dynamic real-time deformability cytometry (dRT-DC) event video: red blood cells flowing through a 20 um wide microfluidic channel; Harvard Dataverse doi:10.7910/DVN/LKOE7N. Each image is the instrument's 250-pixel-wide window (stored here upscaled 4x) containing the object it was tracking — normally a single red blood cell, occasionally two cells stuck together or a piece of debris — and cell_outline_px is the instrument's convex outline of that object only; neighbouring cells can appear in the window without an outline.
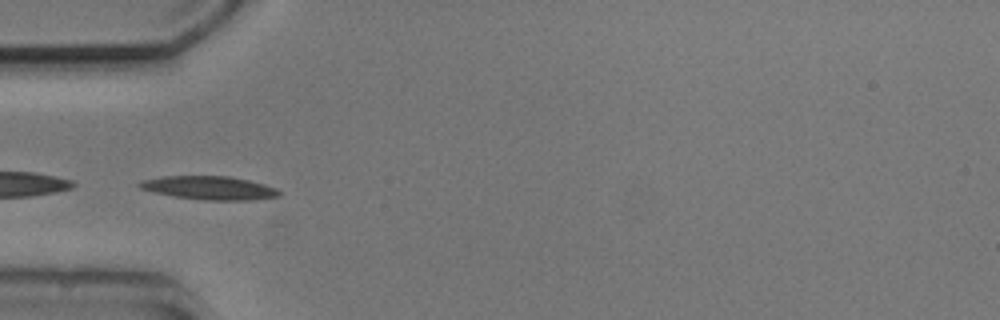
{"species": "common noctule bat (a hibernating species)", "species_latin": "Nyctalus noctula", "temperature_condition": "cold", "stored_images_in_passage": 7, "camera_frame_rate_fps": 3000, "um_per_image_px": 0.085, "animal": {"sex": "male", "body_mass_g": 20.5, "forearm_length_mm": 52.5}, "frame": {"image": 1, "passage_image": 4, "time_ms": 3.333, "image_size_px": [1000, 320], "cell_outline_px": [[280, 196], [256, 200], [208, 200], [172, 196], [140, 188], [136, 184], [140, 180], [160, 176], [232, 176], [264, 184], [276, 188], [280, 192]], "centroid_in_image_um": [17.79, 15.96], "position_along_channel_um": 67.2, "area_um2": 19.19}}